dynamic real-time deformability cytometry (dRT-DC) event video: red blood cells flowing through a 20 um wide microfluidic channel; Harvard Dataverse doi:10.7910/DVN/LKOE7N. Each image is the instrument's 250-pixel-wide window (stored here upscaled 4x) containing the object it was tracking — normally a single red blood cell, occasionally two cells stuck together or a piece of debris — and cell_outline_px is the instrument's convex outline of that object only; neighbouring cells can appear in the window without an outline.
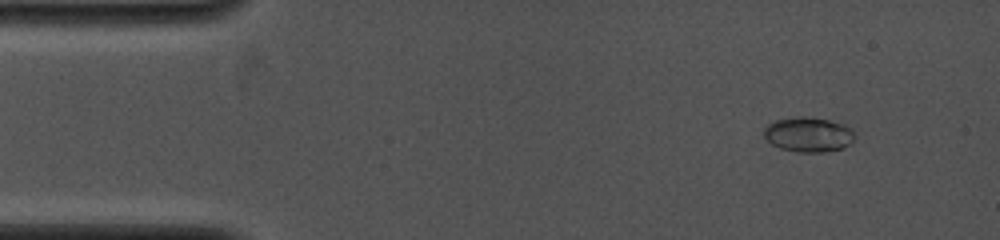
{"species": "common noctule bat (a hibernating species)", "species_latin": "Nyctalus noctula", "temperature_condition": "cold", "stored_images_in_passage": 7, "camera_frame_rate_fps": 4000, "um_per_image_px": 0.085, "animal": {"sex": "female", "body_mass_g": 19.0, "forearm_length_mm": 53.3}, "frame": {"image": 1, "passage_image": 2, "time_ms": 0.75, "image_size_px": [1000, 240], "cell_outline_px": [[856, 136], [844, 148], [824, 152], [796, 152], [780, 148], [772, 144], [764, 136], [764, 128], [768, 124], [776, 120], [800, 116], [804, 116], [828, 120], [844, 124], [852, 128]], "centroid_in_image_um": [68.73, 11.44], "position_along_channel_um": 16.3, "area_um2": 18.44}}
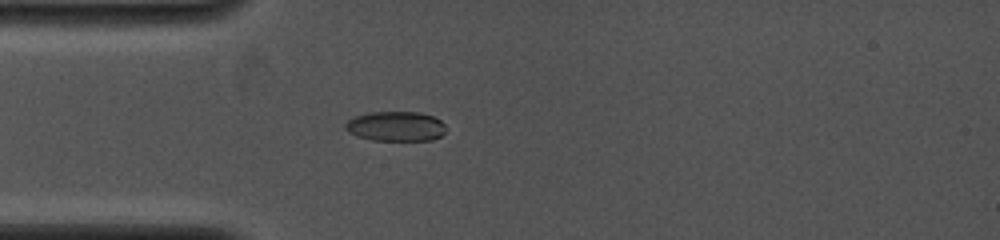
{"frame": {"image": 2, "passage_image": 5, "time_ms": 3.5, "image_size_px": [1000, 240], "cell_outline_px": [[444, 132], [440, 136], [432, 140], [372, 140], [356, 136], [348, 132], [344, 128], [344, 124], [348, 120], [356, 116], [372, 112], [420, 112], [432, 116], [440, 120], [444, 124]], "centroid_in_image_um": [33.61, 10.74], "position_along_channel_um": 51.4, "area_um2": 17.4}}
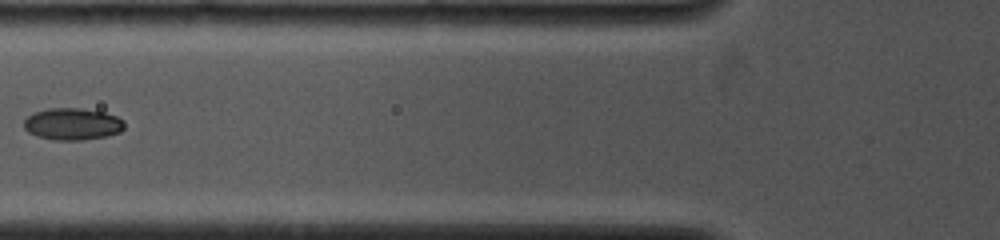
{"frame": {"image": 3, "passage_image": 7, "time_ms": 5.25, "image_size_px": [1000, 240], "cell_outline_px": [[124, 128], [120, 132], [104, 136], [84, 140], [52, 140], [28, 132], [24, 128], [24, 120], [32, 112], [48, 108], [80, 108], [104, 112], [116, 116], [124, 120]], "centroid_in_image_um": [6.15, 10.53], "position_along_channel_um": 119.6, "area_um2": 18.73}}